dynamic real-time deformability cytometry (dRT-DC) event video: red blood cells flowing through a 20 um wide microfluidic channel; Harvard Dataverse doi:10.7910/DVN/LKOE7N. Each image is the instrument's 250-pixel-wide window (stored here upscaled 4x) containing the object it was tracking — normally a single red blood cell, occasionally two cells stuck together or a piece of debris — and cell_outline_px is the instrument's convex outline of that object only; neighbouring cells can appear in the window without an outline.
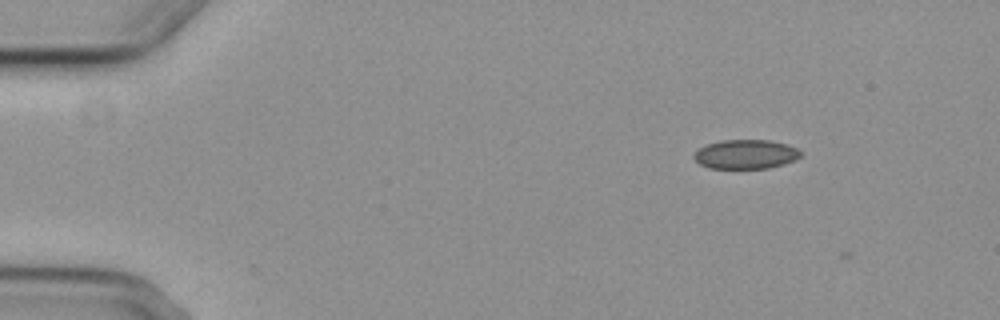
{"species": "common noctule bat (a hibernating species)", "species_latin": "Nyctalus noctula", "temperature_condition": "cold", "stored_images_in_passage": 2, "camera_frame_rate_fps": 3000, "um_per_image_px": 0.085, "animal": {"sex": "female", "body_mass_g": 29.2, "forearm_length_mm": 56.3}, "frame": {"image": 1, "passage_image": 1, "time_ms": 0.0, "image_size_px": [1000, 320], "cell_outline_px": [[800, 156], [796, 160], [784, 164], [768, 168], [708, 168], [700, 164], [692, 156], [700, 148], [708, 144], [720, 140], [768, 140], [788, 144], [796, 148], [800, 152]], "centroid_in_image_um": [63.39, 13.11], "position_along_channel_um": 21.6, "area_um2": 18.09}}